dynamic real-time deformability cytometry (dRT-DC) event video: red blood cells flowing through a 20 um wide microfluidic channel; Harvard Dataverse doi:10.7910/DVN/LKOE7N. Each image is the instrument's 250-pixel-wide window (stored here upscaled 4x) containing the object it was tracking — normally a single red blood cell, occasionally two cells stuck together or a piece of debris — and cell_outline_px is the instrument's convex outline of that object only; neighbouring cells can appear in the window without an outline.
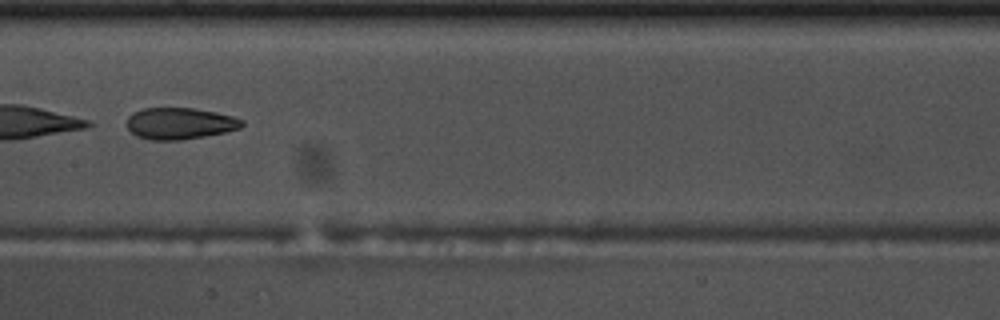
{"species": "common noctule bat (a hibernating species)", "species_latin": "Nyctalus noctula", "temperature_condition": "warm", "stored_images_in_passage": 47, "camera_frame_rate_fps": 3000, "um_per_image_px": 0.085, "animal": {"sex": "male", "body_mass_g": 17.5, "forearm_length_mm": 52.3}, "frame": {"image": 1, "passage_image": 27, "time_ms": 8.667, "image_size_px": [1000, 320], "cell_outline_px": [[244, 124], [240, 128], [224, 132], [204, 136], [180, 140], [148, 140], [136, 136], [128, 128], [128, 116], [132, 112], [144, 108], [196, 108], [216, 112], [232, 116], [244, 120]], "centroid_in_image_um": [15.28, 10.49], "position_along_channel_um": 192.1, "area_um2": 21.21}}